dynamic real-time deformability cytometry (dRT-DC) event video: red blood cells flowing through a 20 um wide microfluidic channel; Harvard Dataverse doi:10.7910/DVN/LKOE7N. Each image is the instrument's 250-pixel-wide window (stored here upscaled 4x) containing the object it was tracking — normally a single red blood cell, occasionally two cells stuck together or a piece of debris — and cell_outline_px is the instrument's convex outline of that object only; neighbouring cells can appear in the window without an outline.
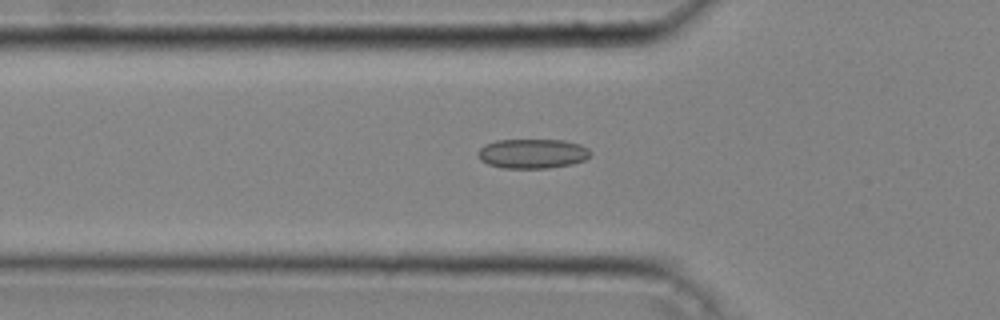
{"species": "common noctule bat (a hibernating species)", "species_latin": "Nyctalus noctula", "temperature_condition": "cold", "stored_images_in_passage": 43, "camera_frame_rate_fps": 3000, "um_per_image_px": 0.085, "animal": {"sex": "male", "body_mass_g": 20.4}, "frame": {"image": 1, "passage_image": 14, "time_ms": 4.333, "image_size_px": [1000, 320], "cell_outline_px": [[592, 156], [584, 160], [572, 164], [548, 168], [504, 168], [488, 164], [480, 160], [476, 152], [484, 144], [496, 140], [564, 140], [580, 144], [588, 148], [592, 152]], "centroid_in_image_um": [45.27, 13.05], "position_along_channel_um": 80.5, "area_um2": 19.59}}
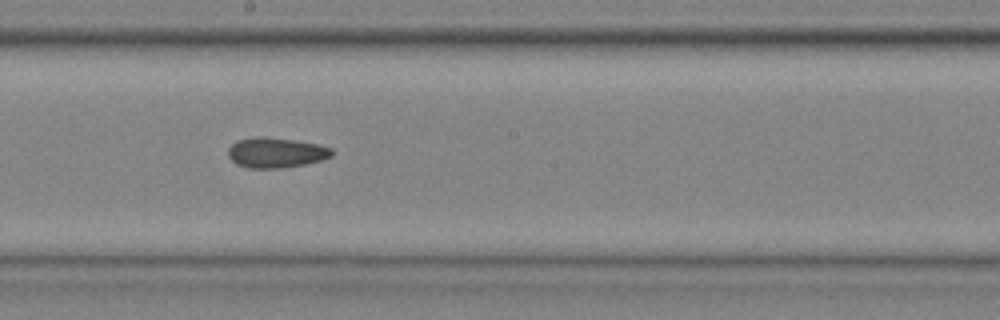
{"frame": {"image": 2, "passage_image": 24, "time_ms": 7.667, "image_size_px": [1000, 320], "cell_outline_px": [[332, 156], [320, 160], [304, 164], [280, 168], [248, 168], [236, 164], [228, 156], [228, 148], [236, 140], [256, 136], [260, 136], [292, 140], [316, 144], [332, 148]], "centroid_in_image_um": [23.4, 12.97], "position_along_channel_um": 224.8, "area_um2": 18.09}}
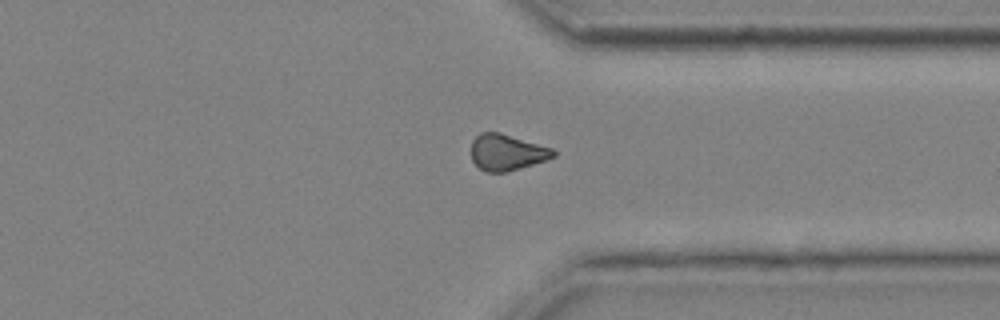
{"frame": {"image": 3, "passage_image": 34, "time_ms": 11.0, "image_size_px": [1000, 320], "cell_outline_px": [[556, 156], [548, 160], [508, 172], [484, 172], [472, 160], [472, 140], [480, 132], [500, 132], [552, 148], [556, 152]], "centroid_in_image_um": [43.1, 12.96], "position_along_channel_um": 368.3, "area_um2": 17.46}, "authors_computed_cell_mechanics": {"area_um2": 18.0914, "velocity_mm_per_s": 4.3208, "shape_relaxation_time_tau1_ms": null, "shape_relaxation_time_tau2_ms": 5.9725, "deformation_change_tau1": null, "deformation_change_tau2": 0.1133}}